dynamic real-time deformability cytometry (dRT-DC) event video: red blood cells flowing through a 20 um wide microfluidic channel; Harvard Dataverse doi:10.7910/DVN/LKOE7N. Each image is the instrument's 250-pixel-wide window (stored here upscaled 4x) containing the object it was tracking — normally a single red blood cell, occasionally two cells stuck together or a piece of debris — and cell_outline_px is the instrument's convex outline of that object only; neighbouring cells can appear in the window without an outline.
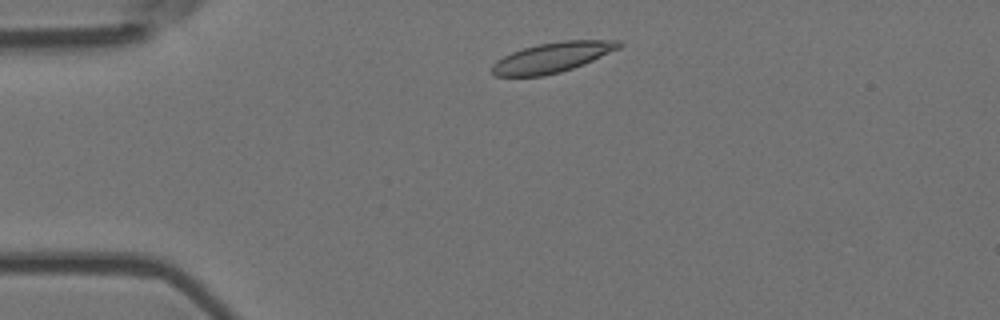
{"species": "Egyptian fruit bat (a non-hibernating species)", "species_latin": "Rousettus aegyptiacus", "temperature_condition": "room temperature", "stored_images_in_passage": 2, "camera_frame_rate_fps": 3000, "um_per_image_px": 0.085, "animal": {"sex": "female"}, "frame": {"image": 1, "passage_image": 1, "time_ms": 0.0, "image_size_px": [1000, 320], "cell_outline_px": [[624, 44], [620, 48], [584, 64], [560, 72], [544, 76], [492, 76], [492, 64], [496, 60], [512, 52], [524, 48], [540, 44], [564, 40], [620, 40]], "centroid_in_image_um": [46.96, 4.88], "position_along_channel_um": 38.0, "area_um2": 22.2}}